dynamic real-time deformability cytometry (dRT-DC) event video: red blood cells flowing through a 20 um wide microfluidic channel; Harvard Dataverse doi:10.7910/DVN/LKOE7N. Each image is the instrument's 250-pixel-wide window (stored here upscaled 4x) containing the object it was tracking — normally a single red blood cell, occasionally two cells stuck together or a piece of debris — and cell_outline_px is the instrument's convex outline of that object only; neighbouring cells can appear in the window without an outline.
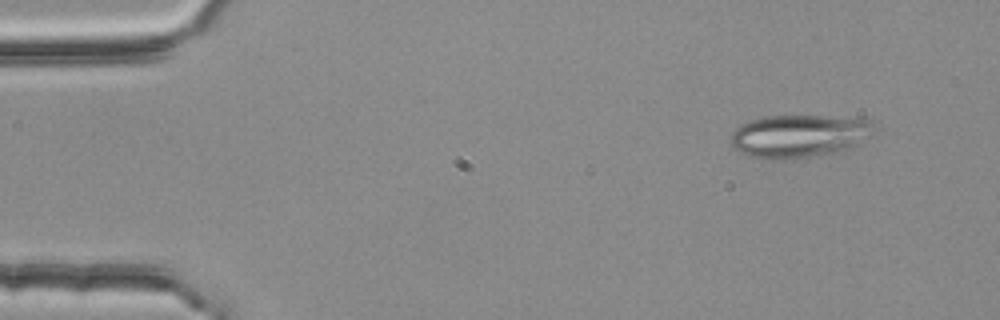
{"species": "common noctule bat (a hibernating species)", "species_latin": "Nyctalus noctula", "temperature_condition": "room temperature", "stored_images_in_passage": 3, "camera_frame_rate_fps": 3000, "um_per_image_px": 0.085, "animal": {"sex": "female", "body_mass_g": 25.1}, "frame": {"image": 1, "passage_image": 1, "time_ms": 0.0, "image_size_px": [1000, 320], "cell_outline_px": [[872, 136], [852, 148], [836, 152], [808, 156], [748, 156], [740, 152], [728, 144], [728, 140], [732, 132], [740, 124], [748, 120], [764, 116], [860, 116], [872, 120]], "centroid_in_image_um": [67.97, 11.49], "position_along_channel_um": 17.0, "area_um2": 35.66}}